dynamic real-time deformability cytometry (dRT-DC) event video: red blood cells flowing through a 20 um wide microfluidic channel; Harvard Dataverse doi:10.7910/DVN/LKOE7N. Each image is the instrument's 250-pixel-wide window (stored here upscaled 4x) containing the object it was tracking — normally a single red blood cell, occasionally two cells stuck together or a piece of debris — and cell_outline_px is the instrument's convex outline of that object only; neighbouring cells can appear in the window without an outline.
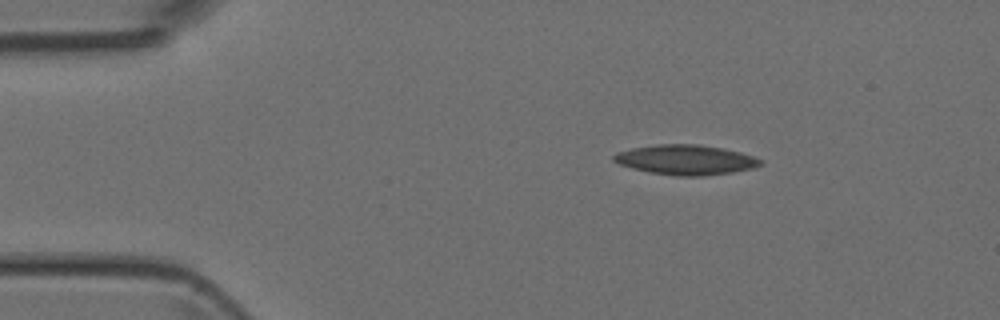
{"species": "Egyptian fruit bat (a non-hibernating species)", "species_latin": "Rousettus aegyptiacus", "temperature_condition": "room temperature", "stored_images_in_passage": 5, "camera_frame_rate_fps": 3000, "um_per_image_px": 0.085, "animal": {"sex": "female"}, "frame": {"image": 1, "passage_image": 2, "time_ms": 1.0, "image_size_px": [1000, 320], "cell_outline_px": [[764, 164], [752, 168], [732, 172], [704, 176], [676, 176], [648, 172], [632, 168], [620, 164], [612, 160], [612, 156], [616, 152], [632, 148], [656, 144], [700, 144], [724, 148], [740, 152], [764, 160]], "centroid_in_image_um": [58.29, 13.58], "position_along_channel_um": 26.7, "area_um2": 25.78}}
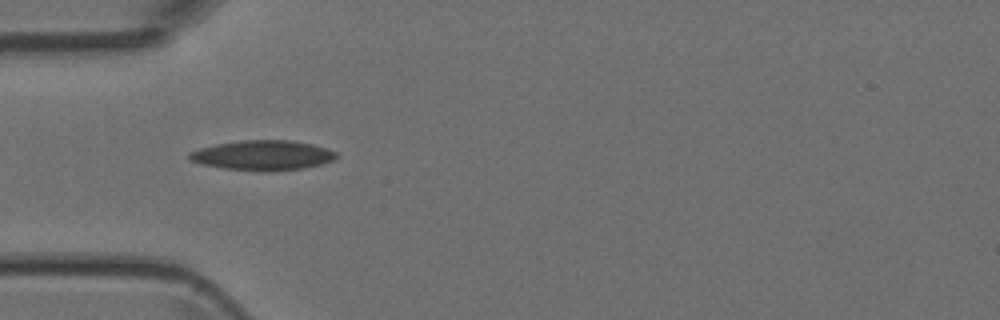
{"frame": {"image": 2, "passage_image": 4, "time_ms": 3.333, "image_size_px": [1000, 320], "cell_outline_px": [[340, 156], [336, 160], [304, 168], [268, 172], [264, 172], [224, 168], [200, 164], [188, 160], [188, 152], [200, 148], [216, 144], [244, 140], [292, 140], [312, 144], [328, 148], [336, 152]], "centroid_in_image_um": [22.36, 13.21], "position_along_channel_um": 62.6, "area_um2": 25.95}}
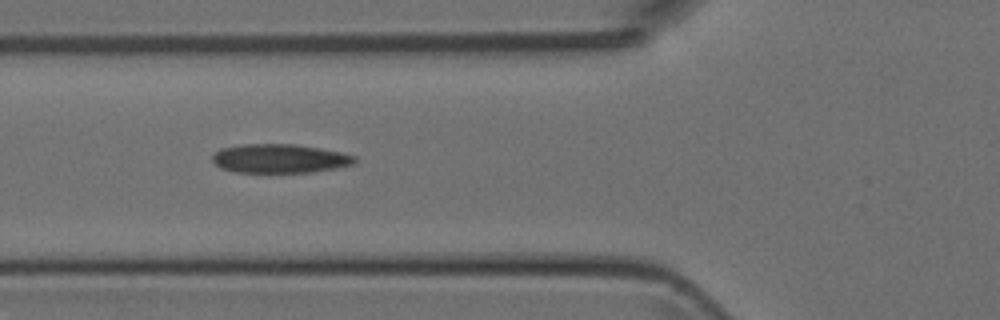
{"frame": {"image": 3, "passage_image": 5, "time_ms": 4.333, "image_size_px": [1000, 320], "cell_outline_px": [[356, 164], [336, 168], [312, 172], [236, 172], [220, 168], [212, 160], [212, 156], [220, 148], [244, 144], [296, 144], [320, 148], [340, 152], [356, 156]], "centroid_in_image_um": [23.79, 13.47], "position_along_channel_um": 102.0, "area_um2": 24.04}}